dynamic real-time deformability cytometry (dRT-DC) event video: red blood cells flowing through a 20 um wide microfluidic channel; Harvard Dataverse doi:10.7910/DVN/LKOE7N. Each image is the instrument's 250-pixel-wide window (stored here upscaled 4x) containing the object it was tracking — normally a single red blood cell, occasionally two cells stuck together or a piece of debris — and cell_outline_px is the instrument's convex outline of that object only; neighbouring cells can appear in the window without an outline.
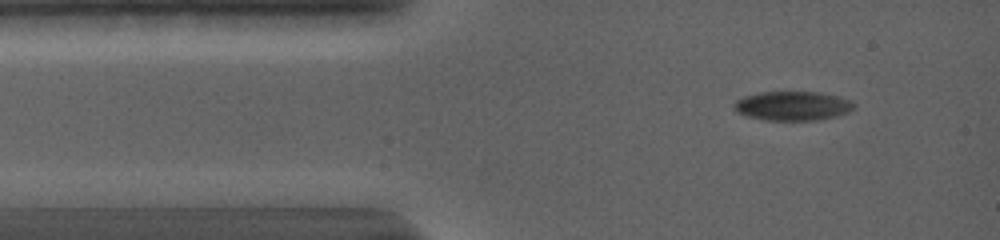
{"species": "common noctule bat (a hibernating species)", "species_latin": "Nyctalus noctula", "temperature_condition": "warm", "stored_images_in_passage": 70, "camera_frame_rate_fps": 5000, "um_per_image_px": 0.085, "animal": {"sex": "female", "body_mass_g": 19.0, "forearm_length_mm": 56.7}, "frame": {"image": 1, "passage_image": 6, "time_ms": 1.2, "image_size_px": [1000, 240], "cell_outline_px": [[856, 108], [848, 112], [836, 116], [816, 120], [764, 120], [748, 116], [736, 112], [732, 108], [732, 104], [736, 100], [744, 96], [760, 92], [820, 92], [840, 96], [852, 100], [856, 104]], "centroid_in_image_um": [67.39, 8.99], "position_along_channel_um": 17.6, "area_um2": 20.69}}
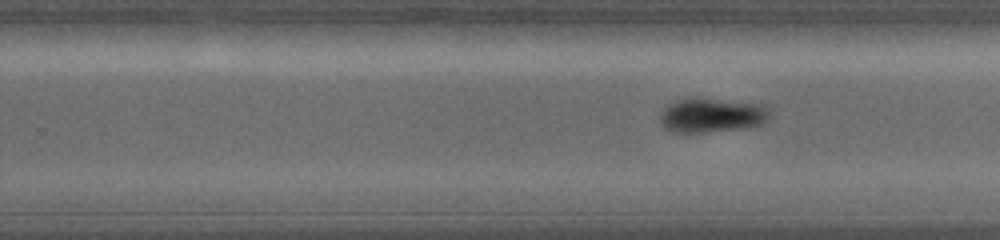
{"frame": {"image": 2, "passage_image": 37, "time_ms": 9.0, "image_size_px": [1000, 240], "cell_outline_px": [[772, 112], [760, 124], [748, 128], [708, 132], [672, 132], [664, 128], [660, 124], [660, 112], [668, 104], [676, 100], [692, 96], [764, 104]], "centroid_in_image_um": [60.47, 9.78], "position_along_channel_um": 269.3, "area_um2": 22.48}}
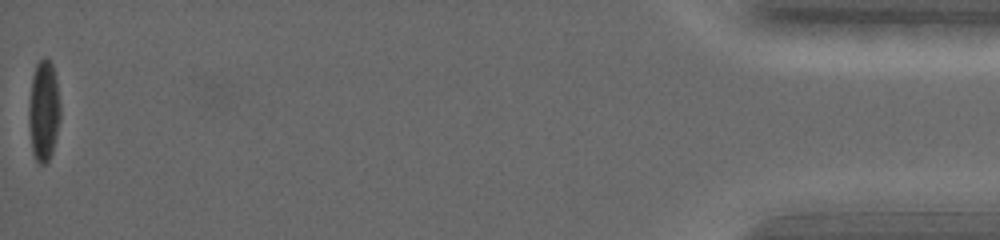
{"frame": {"image": 3, "passage_image": 70, "time_ms": 17.2, "image_size_px": [1000, 240], "cell_outline_px": [[60, 120], [52, 152], [48, 160], [44, 164], [40, 164], [36, 160], [32, 152], [28, 124], [28, 104], [32, 76], [36, 64], [44, 56], [52, 64], [56, 80], [60, 104]], "centroid_in_image_um": [3.69, 9.42], "position_along_channel_um": 431.5, "area_um2": 18.67}, "authors_computed_cell_mechanics": {"area_um2": 20.8369, "velocity_mm_per_s": 3.7298, "shape_relaxation_time_tau1_ms": 2.339, "shape_relaxation_time_tau2_ms": null, "deformation_change_tau1": 0.1379, "deformation_change_tau2": null}}